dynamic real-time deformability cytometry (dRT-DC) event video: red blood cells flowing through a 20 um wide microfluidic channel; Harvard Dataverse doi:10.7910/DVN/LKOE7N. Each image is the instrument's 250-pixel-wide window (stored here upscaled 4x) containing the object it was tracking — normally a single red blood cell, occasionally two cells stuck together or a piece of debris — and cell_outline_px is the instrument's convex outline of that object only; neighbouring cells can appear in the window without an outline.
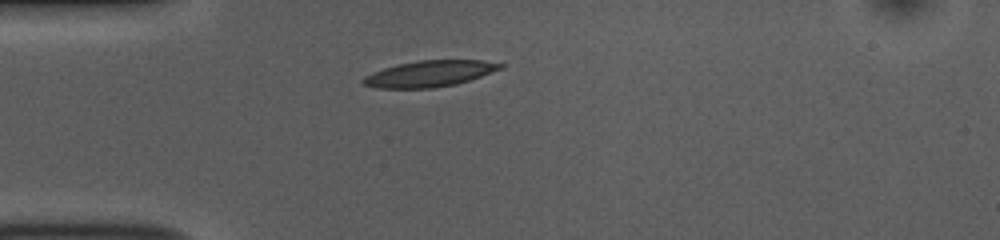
{"species": "common noctule bat (a hibernating species)", "species_latin": "Nyctalus noctula", "temperature_condition": "room temperature", "stored_images_in_passage": 40, "camera_frame_rate_fps": 3000, "um_per_image_px": 0.085, "animal": {"sex": "female", "body_mass_g": 10.0, "forearm_length_mm": 53.1}, "frame": {"image": 1, "passage_image": 1, "time_ms": 0.0, "image_size_px": [1000, 240], "cell_outline_px": [[504, 68], [456, 84], [432, 88], [376, 88], [364, 84], [360, 80], [364, 76], [372, 72], [396, 64], [420, 60], [484, 60], [504, 64]], "centroid_in_image_um": [36.49, 6.26], "position_along_channel_um": 48.5, "area_um2": 20.92}}
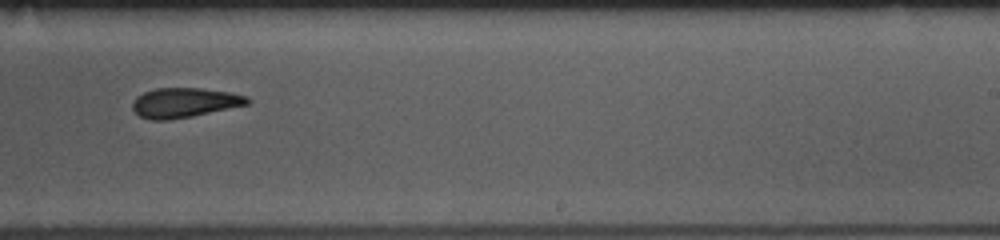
{"frame": {"image": 2, "passage_image": 20, "time_ms": 6.333, "image_size_px": [1000, 240], "cell_outline_px": [[252, 100], [248, 104], [192, 116], [168, 120], [152, 120], [140, 116], [132, 108], [132, 104], [136, 96], [144, 92], [156, 88], [200, 88], [228, 92], [248, 96]], "centroid_in_image_um": [15.67, 8.72], "position_along_channel_um": 273.3, "area_um2": 19.77}}
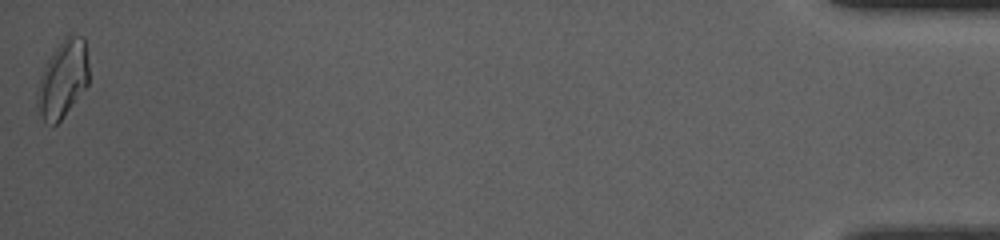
{"frame": {"image": 3, "passage_image": 40, "time_ms": 13.0, "image_size_px": [1000, 240], "cell_outline_px": [[88, 84], [64, 116], [56, 124], [52, 124], [44, 120], [40, 116], [36, 104], [36, 88], [40, 76], [52, 52], [64, 36], [68, 32], [84, 36], [88, 64]], "centroid_in_image_um": [5.33, 6.67], "position_along_channel_um": 429.9, "area_um2": 23.41}, "authors_computed_cell_mechanics": {"area_um2": 20.2589, "velocity_mm_per_s": 3.741, "shape_relaxation_time_tau1_ms": 7.8341, "shape_relaxation_time_tau2_ms": 5.8477, "deformation_change_tau1": 0.216, "deformation_change_tau2": 0.1582}}